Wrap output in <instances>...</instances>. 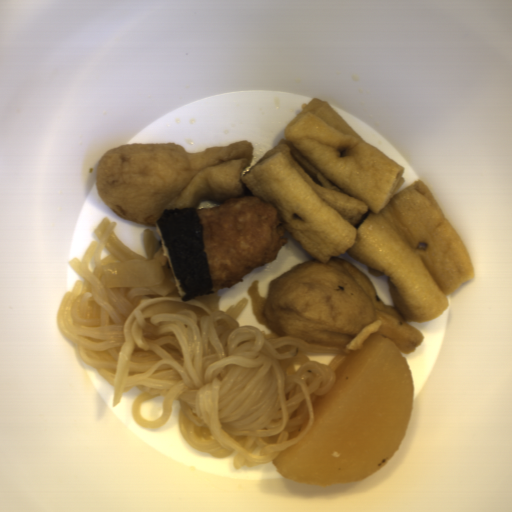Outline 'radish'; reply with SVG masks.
Masks as SVG:
<instances>
[{"mask_svg": "<svg viewBox=\"0 0 512 512\" xmlns=\"http://www.w3.org/2000/svg\"><path fill=\"white\" fill-rule=\"evenodd\" d=\"M330 364L336 380L311 403L310 430L272 460L280 476L300 484L369 478L400 450L412 419V369L391 338L371 332L362 349Z\"/></svg>", "mask_w": 512, "mask_h": 512, "instance_id": "radish-1", "label": "radish"}]
</instances>
